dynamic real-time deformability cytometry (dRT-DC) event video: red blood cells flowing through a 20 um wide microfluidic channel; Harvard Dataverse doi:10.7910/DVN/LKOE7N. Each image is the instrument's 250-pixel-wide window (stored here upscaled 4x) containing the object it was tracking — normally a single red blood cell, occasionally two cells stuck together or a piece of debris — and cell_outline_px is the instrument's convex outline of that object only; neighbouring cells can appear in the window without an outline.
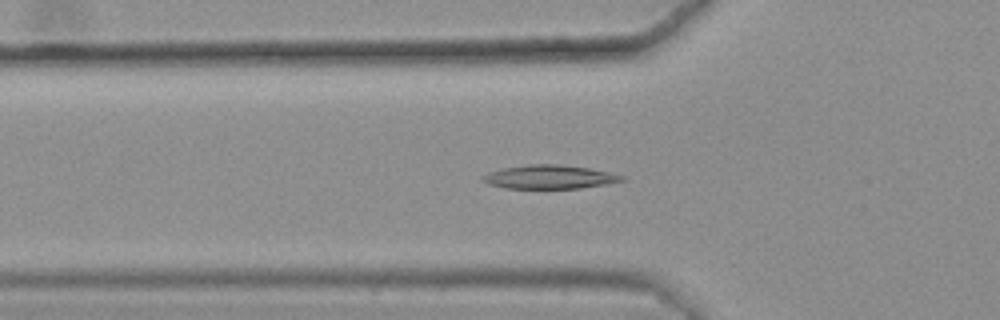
{"species": "common noctule bat (a hibernating species)", "species_latin": "Nyctalus noctula", "temperature_condition": "warm", "stored_images_in_passage": 42, "camera_frame_rate_fps": 3000, "um_per_image_px": 0.085, "animal": {"sex": "female", "body_mass_g": 25.1}, "frame": {"image": 1, "passage_image": 16, "time_ms": 5.0, "image_size_px": [1000, 320], "cell_outline_px": [[624, 180], [604, 184], [580, 188], [504, 188], [488, 184], [480, 180], [480, 176], [488, 172], [504, 168], [528, 164], [560, 164], [588, 168], [608, 172], [624, 176]], "centroid_in_image_um": [46.63, 15.04], "position_along_channel_um": 79.2, "area_um2": 19.13}}
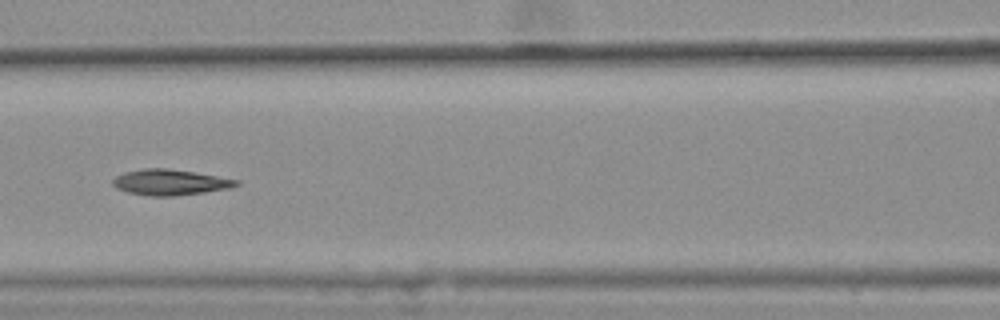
{"frame": {"image": 2, "passage_image": 22, "time_ms": 7.0, "image_size_px": [1000, 320], "cell_outline_px": [[240, 184], [228, 188], [204, 192], [172, 196], [148, 196], [128, 192], [116, 188], [112, 184], [112, 180], [116, 176], [124, 172], [144, 168], [168, 168], [240, 180]], "centroid_in_image_um": [14.42, 15.49], "position_along_channel_um": 152.2, "area_um2": 18.38}}
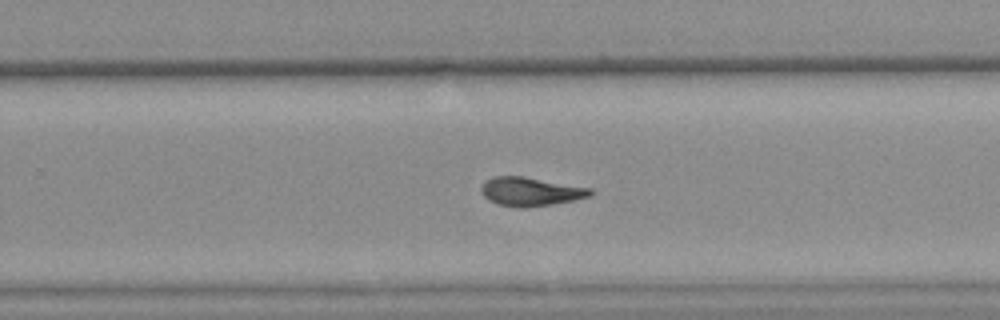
{"frame": {"image": 3, "passage_image": 33, "time_ms": 10.667, "image_size_px": [1000, 320], "cell_outline_px": [[592, 196], [552, 204], [520, 208], [496, 204], [488, 200], [484, 196], [480, 188], [484, 180], [496, 176], [524, 176], [592, 188]], "centroid_in_image_um": [45.07, 16.28], "position_along_channel_um": 284.7, "area_um2": 18.32}, "authors_computed_cell_mechanics": {"area_um2": 18.3515, "velocity_mm_per_s": 3.6266, "shape_relaxation_time_tau1_ms": null, "shape_relaxation_time_tau2_ms": 4.2795, "deformation_change_tau1": null, "deformation_change_tau2": 0.1066}}